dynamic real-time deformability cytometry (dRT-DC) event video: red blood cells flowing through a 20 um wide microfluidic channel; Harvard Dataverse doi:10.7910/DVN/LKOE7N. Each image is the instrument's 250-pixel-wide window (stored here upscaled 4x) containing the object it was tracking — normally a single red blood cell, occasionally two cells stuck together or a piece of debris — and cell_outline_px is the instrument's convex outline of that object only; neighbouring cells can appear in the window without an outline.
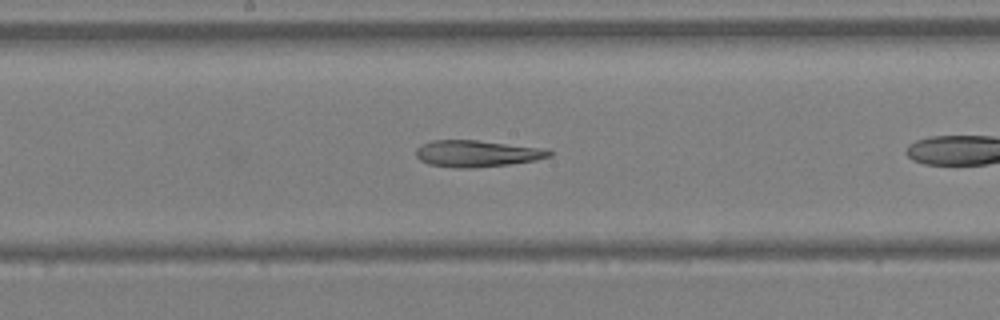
{"species": "Egyptian fruit bat (a non-hibernating species)", "species_latin": "Rousettus aegyptiacus", "temperature_condition": "warm", "stored_images_in_passage": 15, "camera_frame_rate_fps": 3000, "um_per_image_px": 0.085, "animal": {"sex": "female"}, "frame": {"image": 1, "passage_image": 11, "time_ms": 3.333, "image_size_px": [1000, 320], "cell_outline_px": [[552, 156], [536, 160], [508, 164], [472, 168], [456, 168], [428, 164], [420, 160], [416, 156], [416, 148], [420, 144], [432, 140], [476, 140], [548, 148], [552, 152]], "centroid_in_image_um": [40.55, 13.04], "position_along_channel_um": 207.7, "area_um2": 20.87}}